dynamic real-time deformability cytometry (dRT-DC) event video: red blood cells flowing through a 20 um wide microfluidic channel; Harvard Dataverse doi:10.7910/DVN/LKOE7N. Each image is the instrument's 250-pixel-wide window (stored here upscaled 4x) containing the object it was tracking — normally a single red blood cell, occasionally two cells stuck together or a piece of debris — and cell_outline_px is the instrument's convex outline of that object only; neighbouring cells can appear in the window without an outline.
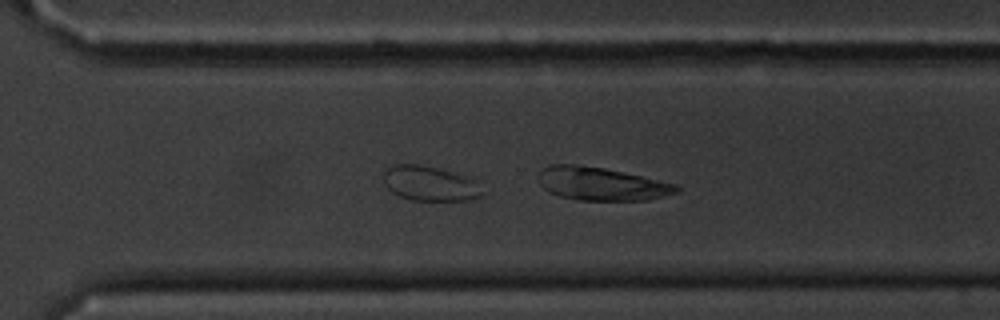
{"species": "common noctule bat (a hibernating species)", "species_latin": "Nyctalus noctula", "temperature_condition": "cold", "stored_images_in_passage": 36, "camera_frame_rate_fps": 3000, "um_per_image_px": 0.085, "animal": {"sex": "male", "body_mass_g": 20.1, "forearm_length_mm": 53.5}, "frame": {"image": 1, "passage_image": 31, "time_ms": 10.0, "image_size_px": [1000, 320], "cell_outline_px": [[680, 188], [676, 192], [648, 200], [580, 200], [560, 196], [548, 192], [540, 184], [540, 172], [548, 164], [572, 164], [604, 168], [624, 172], [676, 184]], "centroid_in_image_um": [51.1, 15.62], "position_along_channel_um": 319.5, "area_um2": 26.36}}